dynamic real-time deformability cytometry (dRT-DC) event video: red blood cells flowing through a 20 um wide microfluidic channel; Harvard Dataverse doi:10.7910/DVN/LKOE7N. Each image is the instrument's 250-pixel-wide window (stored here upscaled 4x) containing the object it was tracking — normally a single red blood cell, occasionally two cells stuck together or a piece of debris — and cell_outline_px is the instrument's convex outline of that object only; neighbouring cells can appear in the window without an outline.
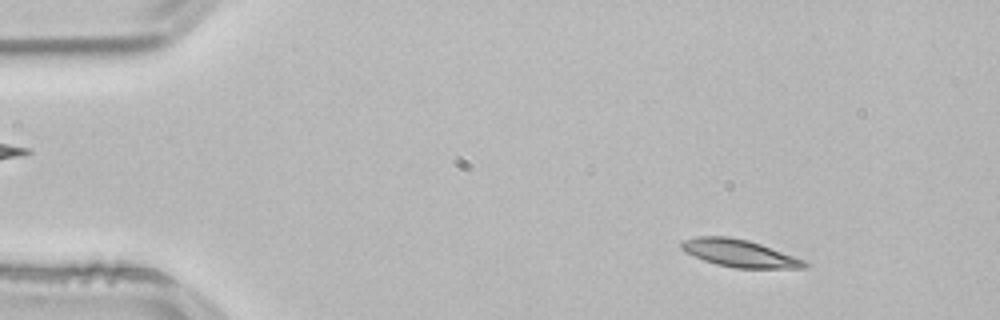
{"species": "common noctule bat (a hibernating species)", "species_latin": "Nyctalus noctula", "temperature_condition": "room temperature", "stored_images_in_passage": 3, "camera_frame_rate_fps": 3000, "um_per_image_px": 0.085, "animal": {"sex": "male", "body_mass_g": 21.5, "forearm_length_mm": 52.0}, "frame": {"image": 1, "passage_image": 1, "time_ms": 0.0, "image_size_px": [1000, 320], "cell_outline_px": [[808, 268], [736, 268], [716, 264], [704, 260], [684, 252], [680, 248], [680, 244], [684, 240], [696, 236], [728, 236], [748, 240], [760, 244], [804, 260], [808, 264]], "centroid_in_image_um": [62.81, 21.52], "position_along_channel_um": 22.2, "area_um2": 19.54}}
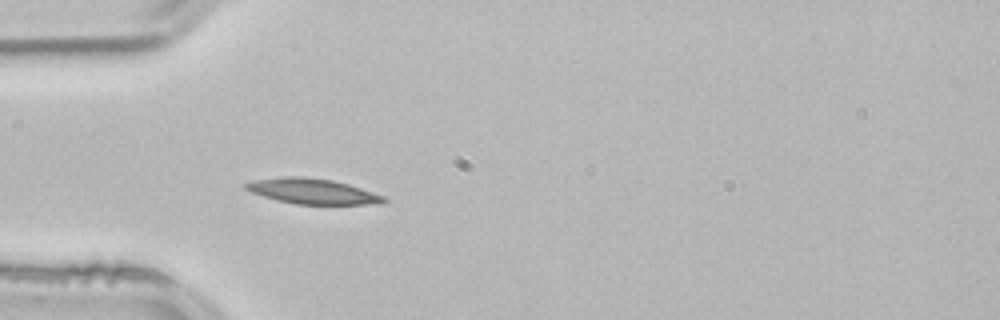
{"frame": {"image": 2, "passage_image": 3, "time_ms": 0.667, "image_size_px": [1000, 320], "cell_outline_px": [[388, 200], [384, 204], [296, 204], [264, 196], [252, 192], [244, 188], [244, 184], [252, 180], [284, 176], [304, 176], [332, 180], [348, 184], [384, 196]], "centroid_in_image_um": [26.58, 16.25], "position_along_channel_um": 58.4, "area_um2": 20.29}}